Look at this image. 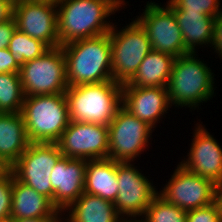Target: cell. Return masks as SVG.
I'll use <instances>...</instances> for the list:
<instances>
[{
  "label": "cell",
  "mask_w": 222,
  "mask_h": 222,
  "mask_svg": "<svg viewBox=\"0 0 222 222\" xmlns=\"http://www.w3.org/2000/svg\"><path fill=\"white\" fill-rule=\"evenodd\" d=\"M56 5L58 38L63 46L109 33L113 22L108 17L126 3L125 0H59Z\"/></svg>",
  "instance_id": "1"
},
{
  "label": "cell",
  "mask_w": 222,
  "mask_h": 222,
  "mask_svg": "<svg viewBox=\"0 0 222 222\" xmlns=\"http://www.w3.org/2000/svg\"><path fill=\"white\" fill-rule=\"evenodd\" d=\"M68 87L113 81L109 33L62 46Z\"/></svg>",
  "instance_id": "2"
},
{
  "label": "cell",
  "mask_w": 222,
  "mask_h": 222,
  "mask_svg": "<svg viewBox=\"0 0 222 222\" xmlns=\"http://www.w3.org/2000/svg\"><path fill=\"white\" fill-rule=\"evenodd\" d=\"M196 56V53H187L175 58L167 85L171 106L195 110L215 96V74Z\"/></svg>",
  "instance_id": "3"
},
{
  "label": "cell",
  "mask_w": 222,
  "mask_h": 222,
  "mask_svg": "<svg viewBox=\"0 0 222 222\" xmlns=\"http://www.w3.org/2000/svg\"><path fill=\"white\" fill-rule=\"evenodd\" d=\"M20 113L30 143H56L70 123L65 93L25 96Z\"/></svg>",
  "instance_id": "4"
},
{
  "label": "cell",
  "mask_w": 222,
  "mask_h": 222,
  "mask_svg": "<svg viewBox=\"0 0 222 222\" xmlns=\"http://www.w3.org/2000/svg\"><path fill=\"white\" fill-rule=\"evenodd\" d=\"M121 91L122 84L114 81L68 87L70 120L108 126L121 106Z\"/></svg>",
  "instance_id": "5"
},
{
  "label": "cell",
  "mask_w": 222,
  "mask_h": 222,
  "mask_svg": "<svg viewBox=\"0 0 222 222\" xmlns=\"http://www.w3.org/2000/svg\"><path fill=\"white\" fill-rule=\"evenodd\" d=\"M109 35L113 81L123 85L133 78L141 62L152 50L151 43L146 31L136 20L120 30L113 23Z\"/></svg>",
  "instance_id": "6"
},
{
  "label": "cell",
  "mask_w": 222,
  "mask_h": 222,
  "mask_svg": "<svg viewBox=\"0 0 222 222\" xmlns=\"http://www.w3.org/2000/svg\"><path fill=\"white\" fill-rule=\"evenodd\" d=\"M19 75L25 96L65 93L68 82L62 46L49 48L38 58L26 61Z\"/></svg>",
  "instance_id": "7"
},
{
  "label": "cell",
  "mask_w": 222,
  "mask_h": 222,
  "mask_svg": "<svg viewBox=\"0 0 222 222\" xmlns=\"http://www.w3.org/2000/svg\"><path fill=\"white\" fill-rule=\"evenodd\" d=\"M62 157L57 143H30L9 170L17 180L45 195L54 205L50 176L53 167Z\"/></svg>",
  "instance_id": "8"
},
{
  "label": "cell",
  "mask_w": 222,
  "mask_h": 222,
  "mask_svg": "<svg viewBox=\"0 0 222 222\" xmlns=\"http://www.w3.org/2000/svg\"><path fill=\"white\" fill-rule=\"evenodd\" d=\"M154 130L120 106L108 125V158L118 162H134L148 147Z\"/></svg>",
  "instance_id": "9"
},
{
  "label": "cell",
  "mask_w": 222,
  "mask_h": 222,
  "mask_svg": "<svg viewBox=\"0 0 222 222\" xmlns=\"http://www.w3.org/2000/svg\"><path fill=\"white\" fill-rule=\"evenodd\" d=\"M116 174L119 188L114 206L117 213L123 219L142 217L158 194L156 186L131 162L116 161Z\"/></svg>",
  "instance_id": "10"
},
{
  "label": "cell",
  "mask_w": 222,
  "mask_h": 222,
  "mask_svg": "<svg viewBox=\"0 0 222 222\" xmlns=\"http://www.w3.org/2000/svg\"><path fill=\"white\" fill-rule=\"evenodd\" d=\"M144 12L135 20L146 31L151 48L175 58L185 53V45L180 27L173 10L165 4L147 2Z\"/></svg>",
  "instance_id": "11"
},
{
  "label": "cell",
  "mask_w": 222,
  "mask_h": 222,
  "mask_svg": "<svg viewBox=\"0 0 222 222\" xmlns=\"http://www.w3.org/2000/svg\"><path fill=\"white\" fill-rule=\"evenodd\" d=\"M216 188L217 184L211 179L194 174L178 164L158 195L188 212L213 204Z\"/></svg>",
  "instance_id": "12"
},
{
  "label": "cell",
  "mask_w": 222,
  "mask_h": 222,
  "mask_svg": "<svg viewBox=\"0 0 222 222\" xmlns=\"http://www.w3.org/2000/svg\"><path fill=\"white\" fill-rule=\"evenodd\" d=\"M64 157L74 159L108 158V126L99 123L72 121L56 142Z\"/></svg>",
  "instance_id": "13"
},
{
  "label": "cell",
  "mask_w": 222,
  "mask_h": 222,
  "mask_svg": "<svg viewBox=\"0 0 222 222\" xmlns=\"http://www.w3.org/2000/svg\"><path fill=\"white\" fill-rule=\"evenodd\" d=\"M13 17L19 31L39 39L49 48L61 46L56 2L15 0Z\"/></svg>",
  "instance_id": "14"
},
{
  "label": "cell",
  "mask_w": 222,
  "mask_h": 222,
  "mask_svg": "<svg viewBox=\"0 0 222 222\" xmlns=\"http://www.w3.org/2000/svg\"><path fill=\"white\" fill-rule=\"evenodd\" d=\"M192 143L179 164L188 171L211 179L217 185L222 183V146L202 124H195Z\"/></svg>",
  "instance_id": "15"
},
{
  "label": "cell",
  "mask_w": 222,
  "mask_h": 222,
  "mask_svg": "<svg viewBox=\"0 0 222 222\" xmlns=\"http://www.w3.org/2000/svg\"><path fill=\"white\" fill-rule=\"evenodd\" d=\"M121 106L152 128L172 107L167 87H137L128 83L122 85Z\"/></svg>",
  "instance_id": "16"
},
{
  "label": "cell",
  "mask_w": 222,
  "mask_h": 222,
  "mask_svg": "<svg viewBox=\"0 0 222 222\" xmlns=\"http://www.w3.org/2000/svg\"><path fill=\"white\" fill-rule=\"evenodd\" d=\"M87 160L62 157L53 167L54 206L64 211L84 193Z\"/></svg>",
  "instance_id": "17"
},
{
  "label": "cell",
  "mask_w": 222,
  "mask_h": 222,
  "mask_svg": "<svg viewBox=\"0 0 222 222\" xmlns=\"http://www.w3.org/2000/svg\"><path fill=\"white\" fill-rule=\"evenodd\" d=\"M62 214L65 215L49 198L17 180L13 175L10 219L62 217Z\"/></svg>",
  "instance_id": "18"
},
{
  "label": "cell",
  "mask_w": 222,
  "mask_h": 222,
  "mask_svg": "<svg viewBox=\"0 0 222 222\" xmlns=\"http://www.w3.org/2000/svg\"><path fill=\"white\" fill-rule=\"evenodd\" d=\"M29 144L21 113L0 112V165L9 169Z\"/></svg>",
  "instance_id": "19"
},
{
  "label": "cell",
  "mask_w": 222,
  "mask_h": 222,
  "mask_svg": "<svg viewBox=\"0 0 222 222\" xmlns=\"http://www.w3.org/2000/svg\"><path fill=\"white\" fill-rule=\"evenodd\" d=\"M116 161L105 159L87 160L84 192L109 201L116 200L118 194Z\"/></svg>",
  "instance_id": "20"
},
{
  "label": "cell",
  "mask_w": 222,
  "mask_h": 222,
  "mask_svg": "<svg viewBox=\"0 0 222 222\" xmlns=\"http://www.w3.org/2000/svg\"><path fill=\"white\" fill-rule=\"evenodd\" d=\"M64 212L68 214L63 222H120L123 219L112 201L85 192Z\"/></svg>",
  "instance_id": "21"
},
{
  "label": "cell",
  "mask_w": 222,
  "mask_h": 222,
  "mask_svg": "<svg viewBox=\"0 0 222 222\" xmlns=\"http://www.w3.org/2000/svg\"><path fill=\"white\" fill-rule=\"evenodd\" d=\"M177 24L181 29L185 53H198L197 46L211 45L215 17L198 13H183L180 9H172Z\"/></svg>",
  "instance_id": "22"
},
{
  "label": "cell",
  "mask_w": 222,
  "mask_h": 222,
  "mask_svg": "<svg viewBox=\"0 0 222 222\" xmlns=\"http://www.w3.org/2000/svg\"><path fill=\"white\" fill-rule=\"evenodd\" d=\"M175 57L152 49L128 82L137 87H167Z\"/></svg>",
  "instance_id": "23"
},
{
  "label": "cell",
  "mask_w": 222,
  "mask_h": 222,
  "mask_svg": "<svg viewBox=\"0 0 222 222\" xmlns=\"http://www.w3.org/2000/svg\"><path fill=\"white\" fill-rule=\"evenodd\" d=\"M24 97L19 73H0V112L20 113Z\"/></svg>",
  "instance_id": "24"
},
{
  "label": "cell",
  "mask_w": 222,
  "mask_h": 222,
  "mask_svg": "<svg viewBox=\"0 0 222 222\" xmlns=\"http://www.w3.org/2000/svg\"><path fill=\"white\" fill-rule=\"evenodd\" d=\"M49 47L39 39L15 30L8 46L16 62L22 66L26 61L33 60L46 52Z\"/></svg>",
  "instance_id": "25"
},
{
  "label": "cell",
  "mask_w": 222,
  "mask_h": 222,
  "mask_svg": "<svg viewBox=\"0 0 222 222\" xmlns=\"http://www.w3.org/2000/svg\"><path fill=\"white\" fill-rule=\"evenodd\" d=\"M140 219L143 222H186L187 212L157 194Z\"/></svg>",
  "instance_id": "26"
},
{
  "label": "cell",
  "mask_w": 222,
  "mask_h": 222,
  "mask_svg": "<svg viewBox=\"0 0 222 222\" xmlns=\"http://www.w3.org/2000/svg\"><path fill=\"white\" fill-rule=\"evenodd\" d=\"M220 0H168L171 9H180L183 13H198L217 17L222 13Z\"/></svg>",
  "instance_id": "27"
},
{
  "label": "cell",
  "mask_w": 222,
  "mask_h": 222,
  "mask_svg": "<svg viewBox=\"0 0 222 222\" xmlns=\"http://www.w3.org/2000/svg\"><path fill=\"white\" fill-rule=\"evenodd\" d=\"M13 173L4 169L0 173V222H9L12 208Z\"/></svg>",
  "instance_id": "28"
},
{
  "label": "cell",
  "mask_w": 222,
  "mask_h": 222,
  "mask_svg": "<svg viewBox=\"0 0 222 222\" xmlns=\"http://www.w3.org/2000/svg\"><path fill=\"white\" fill-rule=\"evenodd\" d=\"M186 222H222L217 204L197 208L187 212Z\"/></svg>",
  "instance_id": "29"
},
{
  "label": "cell",
  "mask_w": 222,
  "mask_h": 222,
  "mask_svg": "<svg viewBox=\"0 0 222 222\" xmlns=\"http://www.w3.org/2000/svg\"><path fill=\"white\" fill-rule=\"evenodd\" d=\"M20 67L8 48L0 49V73H19Z\"/></svg>",
  "instance_id": "30"
},
{
  "label": "cell",
  "mask_w": 222,
  "mask_h": 222,
  "mask_svg": "<svg viewBox=\"0 0 222 222\" xmlns=\"http://www.w3.org/2000/svg\"><path fill=\"white\" fill-rule=\"evenodd\" d=\"M16 29L17 26L14 17L11 20L0 23V49L8 48Z\"/></svg>",
  "instance_id": "31"
},
{
  "label": "cell",
  "mask_w": 222,
  "mask_h": 222,
  "mask_svg": "<svg viewBox=\"0 0 222 222\" xmlns=\"http://www.w3.org/2000/svg\"><path fill=\"white\" fill-rule=\"evenodd\" d=\"M209 47H212L214 52L222 59V13L215 18L213 39Z\"/></svg>",
  "instance_id": "32"
},
{
  "label": "cell",
  "mask_w": 222,
  "mask_h": 222,
  "mask_svg": "<svg viewBox=\"0 0 222 222\" xmlns=\"http://www.w3.org/2000/svg\"><path fill=\"white\" fill-rule=\"evenodd\" d=\"M15 0H0V23L11 20L14 15Z\"/></svg>",
  "instance_id": "33"
},
{
  "label": "cell",
  "mask_w": 222,
  "mask_h": 222,
  "mask_svg": "<svg viewBox=\"0 0 222 222\" xmlns=\"http://www.w3.org/2000/svg\"><path fill=\"white\" fill-rule=\"evenodd\" d=\"M65 217H40L31 219H10V222H63Z\"/></svg>",
  "instance_id": "34"
},
{
  "label": "cell",
  "mask_w": 222,
  "mask_h": 222,
  "mask_svg": "<svg viewBox=\"0 0 222 222\" xmlns=\"http://www.w3.org/2000/svg\"><path fill=\"white\" fill-rule=\"evenodd\" d=\"M215 203L218 206L220 216L222 219V183L217 185L216 193H215Z\"/></svg>",
  "instance_id": "35"
},
{
  "label": "cell",
  "mask_w": 222,
  "mask_h": 222,
  "mask_svg": "<svg viewBox=\"0 0 222 222\" xmlns=\"http://www.w3.org/2000/svg\"><path fill=\"white\" fill-rule=\"evenodd\" d=\"M120 222H143L142 220L137 219V218H131V219H122Z\"/></svg>",
  "instance_id": "36"
},
{
  "label": "cell",
  "mask_w": 222,
  "mask_h": 222,
  "mask_svg": "<svg viewBox=\"0 0 222 222\" xmlns=\"http://www.w3.org/2000/svg\"><path fill=\"white\" fill-rule=\"evenodd\" d=\"M26 1H47V2H57L56 0H26Z\"/></svg>",
  "instance_id": "37"
},
{
  "label": "cell",
  "mask_w": 222,
  "mask_h": 222,
  "mask_svg": "<svg viewBox=\"0 0 222 222\" xmlns=\"http://www.w3.org/2000/svg\"><path fill=\"white\" fill-rule=\"evenodd\" d=\"M4 170V168L0 165V173Z\"/></svg>",
  "instance_id": "38"
}]
</instances>
